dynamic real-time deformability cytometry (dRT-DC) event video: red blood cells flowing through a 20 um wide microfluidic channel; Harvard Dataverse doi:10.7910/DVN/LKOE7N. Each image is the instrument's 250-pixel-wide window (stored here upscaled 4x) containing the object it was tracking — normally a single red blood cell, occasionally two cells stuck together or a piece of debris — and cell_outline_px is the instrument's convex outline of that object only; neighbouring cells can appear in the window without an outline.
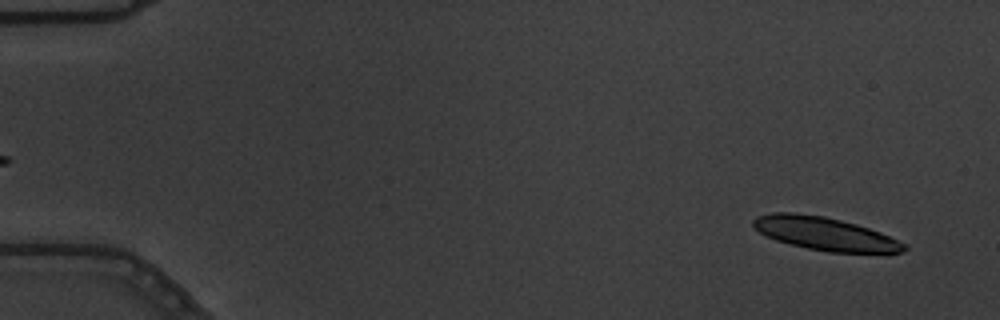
{"species": "common noctule bat (a hibernating species)", "species_latin": "Nyctalus noctula", "temperature_condition": "warm", "stored_images_in_passage": 3, "camera_frame_rate_fps": 3000, "um_per_image_px": 0.085, "animal": {"sex": "male", "body_mass_g": 19.5, "forearm_length_mm": 54.6}, "frame": {"image": 1, "passage_image": 3, "time_ms": 0.667, "image_size_px": [1000, 320], "cell_outline_px": [[908, 248], [904, 252], [828, 252], [808, 248], [776, 240], [764, 236], [752, 228], [752, 220], [756, 216], [772, 212], [792, 212], [824, 216], [856, 224], [880, 232], [908, 244]], "centroid_in_image_um": [70.07, 19.85], "position_along_channel_um": 14.9, "area_um2": 29.19}}